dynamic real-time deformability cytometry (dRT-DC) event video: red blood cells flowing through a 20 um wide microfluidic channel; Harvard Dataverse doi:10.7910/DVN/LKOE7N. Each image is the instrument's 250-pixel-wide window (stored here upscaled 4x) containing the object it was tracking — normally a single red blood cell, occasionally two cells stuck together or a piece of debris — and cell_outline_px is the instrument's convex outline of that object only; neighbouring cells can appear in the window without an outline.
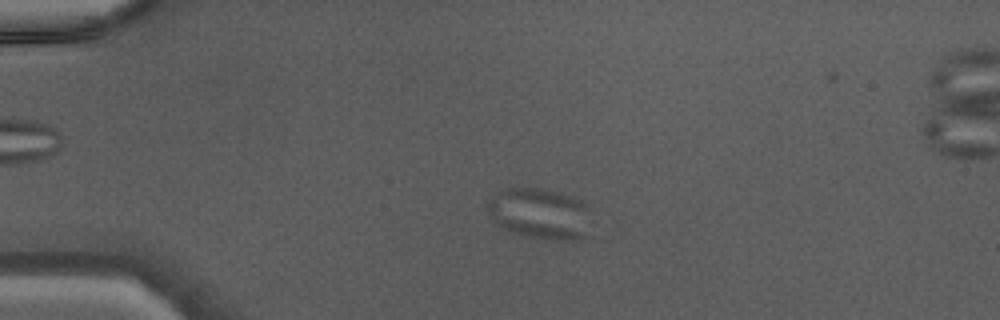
{"species": "Egyptian fruit bat (a non-hibernating species)", "species_latin": "Rousettus aegyptiacus", "temperature_condition": "warm", "stored_images_in_passage": 39, "camera_frame_rate_fps": 3000, "um_per_image_px": 0.085, "animal": {"sex": "male"}, "frame": {"image": 1, "passage_image": 3, "time_ms": 0.667, "image_size_px": [1000, 320], "cell_outline_px": [[588, 236], [576, 240], [552, 240], [528, 236], [512, 232], [500, 228], [496, 224], [488, 208], [488, 204], [500, 192], [508, 188], [540, 188], [556, 192], [580, 200], [588, 208]], "centroid_in_image_um": [45.92, 18.19], "position_along_channel_um": 39.1, "area_um2": 30.17}}
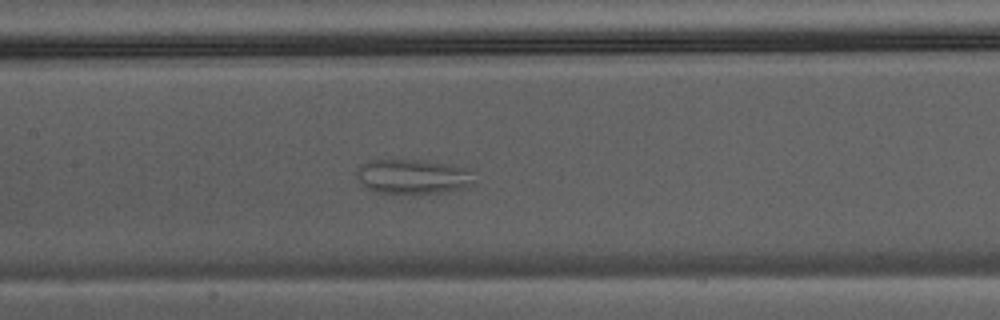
{"frame": {"image": 2, "passage_image": 15, "time_ms": 4.667, "image_size_px": [1000, 320], "cell_outline_px": [[476, 168], [472, 184], [468, 188], [448, 192], [416, 196], [376, 192], [364, 188], [356, 176], [356, 168], [360, 164], [368, 160], [424, 160]], "centroid_in_image_um": [35.16, 15.04], "position_along_channel_um": 172.2, "area_um2": 25.32}}
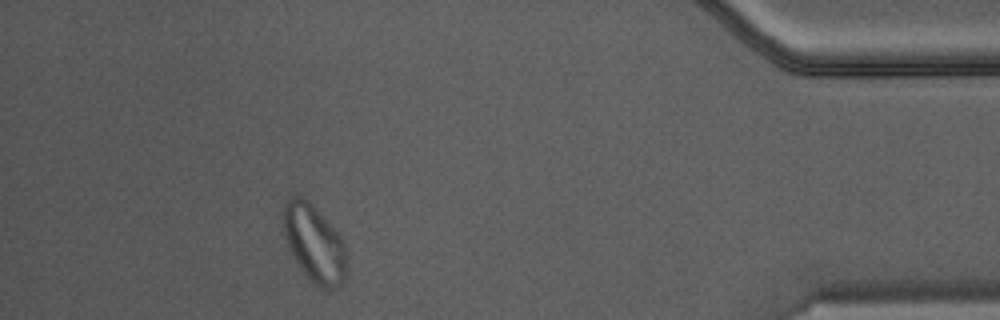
{"frame": {"image": 3, "passage_image": 34, "time_ms": 11.0, "image_size_px": [1000, 320], "cell_outline_px": [[348, 272], [344, 280], [336, 288], [328, 292], [320, 288], [300, 268], [288, 252], [284, 236], [280, 216], [280, 212], [288, 192], [300, 196], [312, 204], [340, 236], [348, 256]], "centroid_in_image_um": [26.66, 20.67], "position_along_channel_um": 408.5, "area_um2": 29.65}}